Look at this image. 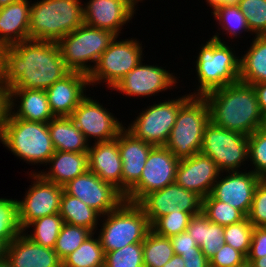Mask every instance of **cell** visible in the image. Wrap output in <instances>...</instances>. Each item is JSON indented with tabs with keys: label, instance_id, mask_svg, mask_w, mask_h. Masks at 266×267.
I'll use <instances>...</instances> for the list:
<instances>
[{
	"label": "cell",
	"instance_id": "2",
	"mask_svg": "<svg viewBox=\"0 0 266 267\" xmlns=\"http://www.w3.org/2000/svg\"><path fill=\"white\" fill-rule=\"evenodd\" d=\"M210 110V121L230 131L251 135L263 128L262 114L253 85L238 81L204 95Z\"/></svg>",
	"mask_w": 266,
	"mask_h": 267
},
{
	"label": "cell",
	"instance_id": "32",
	"mask_svg": "<svg viewBox=\"0 0 266 267\" xmlns=\"http://www.w3.org/2000/svg\"><path fill=\"white\" fill-rule=\"evenodd\" d=\"M59 214L64 223L83 226L95 233L101 215L75 196L63 191Z\"/></svg>",
	"mask_w": 266,
	"mask_h": 267
},
{
	"label": "cell",
	"instance_id": "7",
	"mask_svg": "<svg viewBox=\"0 0 266 267\" xmlns=\"http://www.w3.org/2000/svg\"><path fill=\"white\" fill-rule=\"evenodd\" d=\"M210 121L204 96H191L179 109L165 147L179 160L200 153L202 137Z\"/></svg>",
	"mask_w": 266,
	"mask_h": 267
},
{
	"label": "cell",
	"instance_id": "20",
	"mask_svg": "<svg viewBox=\"0 0 266 267\" xmlns=\"http://www.w3.org/2000/svg\"><path fill=\"white\" fill-rule=\"evenodd\" d=\"M221 173L215 161L200 152L179 161L175 183L186 190L195 192L203 199L211 194Z\"/></svg>",
	"mask_w": 266,
	"mask_h": 267
},
{
	"label": "cell",
	"instance_id": "50",
	"mask_svg": "<svg viewBox=\"0 0 266 267\" xmlns=\"http://www.w3.org/2000/svg\"><path fill=\"white\" fill-rule=\"evenodd\" d=\"M256 91L258 104L264 116H266V82L253 84Z\"/></svg>",
	"mask_w": 266,
	"mask_h": 267
},
{
	"label": "cell",
	"instance_id": "41",
	"mask_svg": "<svg viewBox=\"0 0 266 267\" xmlns=\"http://www.w3.org/2000/svg\"><path fill=\"white\" fill-rule=\"evenodd\" d=\"M236 5L246 16L250 32L266 35V0H240Z\"/></svg>",
	"mask_w": 266,
	"mask_h": 267
},
{
	"label": "cell",
	"instance_id": "33",
	"mask_svg": "<svg viewBox=\"0 0 266 267\" xmlns=\"http://www.w3.org/2000/svg\"><path fill=\"white\" fill-rule=\"evenodd\" d=\"M63 224L61 215L56 213L35 219L22 230V233L32 242L53 249Z\"/></svg>",
	"mask_w": 266,
	"mask_h": 267
},
{
	"label": "cell",
	"instance_id": "47",
	"mask_svg": "<svg viewBox=\"0 0 266 267\" xmlns=\"http://www.w3.org/2000/svg\"><path fill=\"white\" fill-rule=\"evenodd\" d=\"M175 255L181 256L182 253L200 251V247L187 231L170 237Z\"/></svg>",
	"mask_w": 266,
	"mask_h": 267
},
{
	"label": "cell",
	"instance_id": "17",
	"mask_svg": "<svg viewBox=\"0 0 266 267\" xmlns=\"http://www.w3.org/2000/svg\"><path fill=\"white\" fill-rule=\"evenodd\" d=\"M63 191L77 197L101 216L116 209L125 200L118 189L90 170L67 182Z\"/></svg>",
	"mask_w": 266,
	"mask_h": 267
},
{
	"label": "cell",
	"instance_id": "34",
	"mask_svg": "<svg viewBox=\"0 0 266 267\" xmlns=\"http://www.w3.org/2000/svg\"><path fill=\"white\" fill-rule=\"evenodd\" d=\"M104 264L105 253L95 233L62 260V267H104Z\"/></svg>",
	"mask_w": 266,
	"mask_h": 267
},
{
	"label": "cell",
	"instance_id": "49",
	"mask_svg": "<svg viewBox=\"0 0 266 267\" xmlns=\"http://www.w3.org/2000/svg\"><path fill=\"white\" fill-rule=\"evenodd\" d=\"M184 267H209V259L200 251L182 253Z\"/></svg>",
	"mask_w": 266,
	"mask_h": 267
},
{
	"label": "cell",
	"instance_id": "1",
	"mask_svg": "<svg viewBox=\"0 0 266 267\" xmlns=\"http://www.w3.org/2000/svg\"><path fill=\"white\" fill-rule=\"evenodd\" d=\"M70 72L57 42L27 40L3 47L1 79L9 89L46 90Z\"/></svg>",
	"mask_w": 266,
	"mask_h": 267
},
{
	"label": "cell",
	"instance_id": "25",
	"mask_svg": "<svg viewBox=\"0 0 266 267\" xmlns=\"http://www.w3.org/2000/svg\"><path fill=\"white\" fill-rule=\"evenodd\" d=\"M9 108L15 118L25 121L48 123L55 117L42 89H9Z\"/></svg>",
	"mask_w": 266,
	"mask_h": 267
},
{
	"label": "cell",
	"instance_id": "44",
	"mask_svg": "<svg viewBox=\"0 0 266 267\" xmlns=\"http://www.w3.org/2000/svg\"><path fill=\"white\" fill-rule=\"evenodd\" d=\"M247 217L254 227L266 225V179L258 182Z\"/></svg>",
	"mask_w": 266,
	"mask_h": 267
},
{
	"label": "cell",
	"instance_id": "28",
	"mask_svg": "<svg viewBox=\"0 0 266 267\" xmlns=\"http://www.w3.org/2000/svg\"><path fill=\"white\" fill-rule=\"evenodd\" d=\"M250 40V46L240 51L239 81L253 85L266 82V35L253 36Z\"/></svg>",
	"mask_w": 266,
	"mask_h": 267
},
{
	"label": "cell",
	"instance_id": "53",
	"mask_svg": "<svg viewBox=\"0 0 266 267\" xmlns=\"http://www.w3.org/2000/svg\"><path fill=\"white\" fill-rule=\"evenodd\" d=\"M246 260L249 261L253 267H266V256L262 258H246Z\"/></svg>",
	"mask_w": 266,
	"mask_h": 267
},
{
	"label": "cell",
	"instance_id": "10",
	"mask_svg": "<svg viewBox=\"0 0 266 267\" xmlns=\"http://www.w3.org/2000/svg\"><path fill=\"white\" fill-rule=\"evenodd\" d=\"M176 98H164L148 104L147 108L137 113L135 119L125 124L124 128L135 138L153 146H165L175 124L180 107L191 97L189 93ZM158 102V103H157ZM132 122V123H131Z\"/></svg>",
	"mask_w": 266,
	"mask_h": 267
},
{
	"label": "cell",
	"instance_id": "9",
	"mask_svg": "<svg viewBox=\"0 0 266 267\" xmlns=\"http://www.w3.org/2000/svg\"><path fill=\"white\" fill-rule=\"evenodd\" d=\"M118 39V40H117ZM139 38L121 39L116 36L109 47L102 53L94 69L88 75L89 85L93 90L96 85L112 90L117 83L144 60L143 42Z\"/></svg>",
	"mask_w": 266,
	"mask_h": 267
},
{
	"label": "cell",
	"instance_id": "24",
	"mask_svg": "<svg viewBox=\"0 0 266 267\" xmlns=\"http://www.w3.org/2000/svg\"><path fill=\"white\" fill-rule=\"evenodd\" d=\"M6 259L13 267H62L54 249L32 242L23 233L7 246Z\"/></svg>",
	"mask_w": 266,
	"mask_h": 267
},
{
	"label": "cell",
	"instance_id": "30",
	"mask_svg": "<svg viewBox=\"0 0 266 267\" xmlns=\"http://www.w3.org/2000/svg\"><path fill=\"white\" fill-rule=\"evenodd\" d=\"M186 231L209 260L225 244L224 227L212 223L202 211L191 217Z\"/></svg>",
	"mask_w": 266,
	"mask_h": 267
},
{
	"label": "cell",
	"instance_id": "37",
	"mask_svg": "<svg viewBox=\"0 0 266 267\" xmlns=\"http://www.w3.org/2000/svg\"><path fill=\"white\" fill-rule=\"evenodd\" d=\"M21 233L17 199L0 197V240L9 245Z\"/></svg>",
	"mask_w": 266,
	"mask_h": 267
},
{
	"label": "cell",
	"instance_id": "14",
	"mask_svg": "<svg viewBox=\"0 0 266 267\" xmlns=\"http://www.w3.org/2000/svg\"><path fill=\"white\" fill-rule=\"evenodd\" d=\"M31 185L18 200V220L23 230L35 219L59 213L63 186L45 180L39 173H27Z\"/></svg>",
	"mask_w": 266,
	"mask_h": 267
},
{
	"label": "cell",
	"instance_id": "52",
	"mask_svg": "<svg viewBox=\"0 0 266 267\" xmlns=\"http://www.w3.org/2000/svg\"><path fill=\"white\" fill-rule=\"evenodd\" d=\"M163 267H184V260L181 256L174 255Z\"/></svg>",
	"mask_w": 266,
	"mask_h": 267
},
{
	"label": "cell",
	"instance_id": "4",
	"mask_svg": "<svg viewBox=\"0 0 266 267\" xmlns=\"http://www.w3.org/2000/svg\"><path fill=\"white\" fill-rule=\"evenodd\" d=\"M82 2L83 0H31L29 40L58 42L75 31L84 24Z\"/></svg>",
	"mask_w": 266,
	"mask_h": 267
},
{
	"label": "cell",
	"instance_id": "45",
	"mask_svg": "<svg viewBox=\"0 0 266 267\" xmlns=\"http://www.w3.org/2000/svg\"><path fill=\"white\" fill-rule=\"evenodd\" d=\"M246 261V257L230 245H222L209 260V267H236Z\"/></svg>",
	"mask_w": 266,
	"mask_h": 267
},
{
	"label": "cell",
	"instance_id": "15",
	"mask_svg": "<svg viewBox=\"0 0 266 267\" xmlns=\"http://www.w3.org/2000/svg\"><path fill=\"white\" fill-rule=\"evenodd\" d=\"M179 161L165 146H154L139 181L124 195V199L138 203L145 195L174 183Z\"/></svg>",
	"mask_w": 266,
	"mask_h": 267
},
{
	"label": "cell",
	"instance_id": "40",
	"mask_svg": "<svg viewBox=\"0 0 266 267\" xmlns=\"http://www.w3.org/2000/svg\"><path fill=\"white\" fill-rule=\"evenodd\" d=\"M254 226L245 217L240 222L224 227L225 244L230 245L247 257L252 239Z\"/></svg>",
	"mask_w": 266,
	"mask_h": 267
},
{
	"label": "cell",
	"instance_id": "16",
	"mask_svg": "<svg viewBox=\"0 0 266 267\" xmlns=\"http://www.w3.org/2000/svg\"><path fill=\"white\" fill-rule=\"evenodd\" d=\"M137 204L152 224L157 218L171 212L182 211L192 216L199 214L202 208V198L174 182L161 190L145 195Z\"/></svg>",
	"mask_w": 266,
	"mask_h": 267
},
{
	"label": "cell",
	"instance_id": "35",
	"mask_svg": "<svg viewBox=\"0 0 266 267\" xmlns=\"http://www.w3.org/2000/svg\"><path fill=\"white\" fill-rule=\"evenodd\" d=\"M174 255L170 238L150 230L143 241L144 267H163Z\"/></svg>",
	"mask_w": 266,
	"mask_h": 267
},
{
	"label": "cell",
	"instance_id": "60",
	"mask_svg": "<svg viewBox=\"0 0 266 267\" xmlns=\"http://www.w3.org/2000/svg\"><path fill=\"white\" fill-rule=\"evenodd\" d=\"M139 2H140V3H143L144 0H137V4H138Z\"/></svg>",
	"mask_w": 266,
	"mask_h": 267
},
{
	"label": "cell",
	"instance_id": "6",
	"mask_svg": "<svg viewBox=\"0 0 266 267\" xmlns=\"http://www.w3.org/2000/svg\"><path fill=\"white\" fill-rule=\"evenodd\" d=\"M95 234L104 253L134 243H143L151 224L137 203L124 200L116 209L101 216ZM98 230V231H97Z\"/></svg>",
	"mask_w": 266,
	"mask_h": 267
},
{
	"label": "cell",
	"instance_id": "21",
	"mask_svg": "<svg viewBox=\"0 0 266 267\" xmlns=\"http://www.w3.org/2000/svg\"><path fill=\"white\" fill-rule=\"evenodd\" d=\"M90 88L88 75L71 71L63 79L56 81L46 94L51 112L55 117L70 116Z\"/></svg>",
	"mask_w": 266,
	"mask_h": 267
},
{
	"label": "cell",
	"instance_id": "12",
	"mask_svg": "<svg viewBox=\"0 0 266 267\" xmlns=\"http://www.w3.org/2000/svg\"><path fill=\"white\" fill-rule=\"evenodd\" d=\"M142 60L135 68H133L127 75H125L117 85L111 90L123 97H138L155 98L164 92L173 91V89L180 88L178 83L180 81L178 73L171 72L166 69V66H159L158 64H145ZM176 75V76H175ZM178 76V77H177ZM158 94V95H157Z\"/></svg>",
	"mask_w": 266,
	"mask_h": 267
},
{
	"label": "cell",
	"instance_id": "3",
	"mask_svg": "<svg viewBox=\"0 0 266 267\" xmlns=\"http://www.w3.org/2000/svg\"><path fill=\"white\" fill-rule=\"evenodd\" d=\"M235 43L229 45L228 42H220L212 37L206 39V42L203 40L197 56L194 55V78L198 82L193 86V92H188L191 96H204L212 90L239 81L241 49L236 47L235 50L238 45L237 41Z\"/></svg>",
	"mask_w": 266,
	"mask_h": 267
},
{
	"label": "cell",
	"instance_id": "22",
	"mask_svg": "<svg viewBox=\"0 0 266 267\" xmlns=\"http://www.w3.org/2000/svg\"><path fill=\"white\" fill-rule=\"evenodd\" d=\"M154 146L135 138L125 128L118 135L122 160V194L125 195L140 179L150 150Z\"/></svg>",
	"mask_w": 266,
	"mask_h": 267
},
{
	"label": "cell",
	"instance_id": "5",
	"mask_svg": "<svg viewBox=\"0 0 266 267\" xmlns=\"http://www.w3.org/2000/svg\"><path fill=\"white\" fill-rule=\"evenodd\" d=\"M0 143L30 166H46L55 153L48 123L25 121L15 118L10 112L0 135Z\"/></svg>",
	"mask_w": 266,
	"mask_h": 267
},
{
	"label": "cell",
	"instance_id": "54",
	"mask_svg": "<svg viewBox=\"0 0 266 267\" xmlns=\"http://www.w3.org/2000/svg\"><path fill=\"white\" fill-rule=\"evenodd\" d=\"M7 246L8 244L5 241L0 240V261L6 259Z\"/></svg>",
	"mask_w": 266,
	"mask_h": 267
},
{
	"label": "cell",
	"instance_id": "31",
	"mask_svg": "<svg viewBox=\"0 0 266 267\" xmlns=\"http://www.w3.org/2000/svg\"><path fill=\"white\" fill-rule=\"evenodd\" d=\"M211 16L214 17L213 20L218 25L217 26L218 30L216 31V33H214V35H212V38L219 40L220 42H226L227 37L228 39L230 38L229 40H227V42L230 44V42L234 43L236 39L238 41L240 38H241L240 40H242V38L246 37V40H247L249 37H251V35L254 36L250 32L247 26L246 16L236 4L224 5V6L218 7L211 14ZM246 32L248 33V38H247V35L245 36ZM242 33H244L243 34L244 37L240 35ZM223 35L224 36L227 35V36L224 38Z\"/></svg>",
	"mask_w": 266,
	"mask_h": 267
},
{
	"label": "cell",
	"instance_id": "36",
	"mask_svg": "<svg viewBox=\"0 0 266 267\" xmlns=\"http://www.w3.org/2000/svg\"><path fill=\"white\" fill-rule=\"evenodd\" d=\"M201 211L212 223L223 227L240 222L246 217L237 208L215 199L211 194L202 199Z\"/></svg>",
	"mask_w": 266,
	"mask_h": 267
},
{
	"label": "cell",
	"instance_id": "55",
	"mask_svg": "<svg viewBox=\"0 0 266 267\" xmlns=\"http://www.w3.org/2000/svg\"><path fill=\"white\" fill-rule=\"evenodd\" d=\"M17 0H0V8L7 6L13 2H16Z\"/></svg>",
	"mask_w": 266,
	"mask_h": 267
},
{
	"label": "cell",
	"instance_id": "29",
	"mask_svg": "<svg viewBox=\"0 0 266 267\" xmlns=\"http://www.w3.org/2000/svg\"><path fill=\"white\" fill-rule=\"evenodd\" d=\"M48 129L55 151L88 152L90 144L69 116L54 117Z\"/></svg>",
	"mask_w": 266,
	"mask_h": 267
},
{
	"label": "cell",
	"instance_id": "42",
	"mask_svg": "<svg viewBox=\"0 0 266 267\" xmlns=\"http://www.w3.org/2000/svg\"><path fill=\"white\" fill-rule=\"evenodd\" d=\"M104 267H144L143 243H134L106 252Z\"/></svg>",
	"mask_w": 266,
	"mask_h": 267
},
{
	"label": "cell",
	"instance_id": "11",
	"mask_svg": "<svg viewBox=\"0 0 266 267\" xmlns=\"http://www.w3.org/2000/svg\"><path fill=\"white\" fill-rule=\"evenodd\" d=\"M200 152L211 157L222 172L248 169V136L219 127L212 121L205 128Z\"/></svg>",
	"mask_w": 266,
	"mask_h": 267
},
{
	"label": "cell",
	"instance_id": "27",
	"mask_svg": "<svg viewBox=\"0 0 266 267\" xmlns=\"http://www.w3.org/2000/svg\"><path fill=\"white\" fill-rule=\"evenodd\" d=\"M31 0H17L0 8V45L9 47L29 40Z\"/></svg>",
	"mask_w": 266,
	"mask_h": 267
},
{
	"label": "cell",
	"instance_id": "57",
	"mask_svg": "<svg viewBox=\"0 0 266 267\" xmlns=\"http://www.w3.org/2000/svg\"><path fill=\"white\" fill-rule=\"evenodd\" d=\"M3 47L0 45V77L2 73Z\"/></svg>",
	"mask_w": 266,
	"mask_h": 267
},
{
	"label": "cell",
	"instance_id": "38",
	"mask_svg": "<svg viewBox=\"0 0 266 267\" xmlns=\"http://www.w3.org/2000/svg\"><path fill=\"white\" fill-rule=\"evenodd\" d=\"M92 234L93 232L86 227L64 223L53 249L63 260L79 248Z\"/></svg>",
	"mask_w": 266,
	"mask_h": 267
},
{
	"label": "cell",
	"instance_id": "39",
	"mask_svg": "<svg viewBox=\"0 0 266 267\" xmlns=\"http://www.w3.org/2000/svg\"><path fill=\"white\" fill-rule=\"evenodd\" d=\"M249 170L266 179V130L257 129L248 136ZM251 166V168H250Z\"/></svg>",
	"mask_w": 266,
	"mask_h": 267
},
{
	"label": "cell",
	"instance_id": "56",
	"mask_svg": "<svg viewBox=\"0 0 266 267\" xmlns=\"http://www.w3.org/2000/svg\"><path fill=\"white\" fill-rule=\"evenodd\" d=\"M0 267H13V266L11 265V263L7 259H4V260L0 261Z\"/></svg>",
	"mask_w": 266,
	"mask_h": 267
},
{
	"label": "cell",
	"instance_id": "59",
	"mask_svg": "<svg viewBox=\"0 0 266 267\" xmlns=\"http://www.w3.org/2000/svg\"><path fill=\"white\" fill-rule=\"evenodd\" d=\"M263 128L266 130V116H264V124H263Z\"/></svg>",
	"mask_w": 266,
	"mask_h": 267
},
{
	"label": "cell",
	"instance_id": "13",
	"mask_svg": "<svg viewBox=\"0 0 266 267\" xmlns=\"http://www.w3.org/2000/svg\"><path fill=\"white\" fill-rule=\"evenodd\" d=\"M105 106L89 93L69 116L89 144L114 140L124 129L123 120L119 121Z\"/></svg>",
	"mask_w": 266,
	"mask_h": 267
},
{
	"label": "cell",
	"instance_id": "23",
	"mask_svg": "<svg viewBox=\"0 0 266 267\" xmlns=\"http://www.w3.org/2000/svg\"><path fill=\"white\" fill-rule=\"evenodd\" d=\"M87 153L89 170L122 193V160L118 136L114 140L91 143Z\"/></svg>",
	"mask_w": 266,
	"mask_h": 267
},
{
	"label": "cell",
	"instance_id": "51",
	"mask_svg": "<svg viewBox=\"0 0 266 267\" xmlns=\"http://www.w3.org/2000/svg\"><path fill=\"white\" fill-rule=\"evenodd\" d=\"M207 7H210L213 13L218 7L230 4H237L240 0H204Z\"/></svg>",
	"mask_w": 266,
	"mask_h": 267
},
{
	"label": "cell",
	"instance_id": "19",
	"mask_svg": "<svg viewBox=\"0 0 266 267\" xmlns=\"http://www.w3.org/2000/svg\"><path fill=\"white\" fill-rule=\"evenodd\" d=\"M260 179L250 170L222 172L211 195L221 202L229 203L247 217Z\"/></svg>",
	"mask_w": 266,
	"mask_h": 267
},
{
	"label": "cell",
	"instance_id": "46",
	"mask_svg": "<svg viewBox=\"0 0 266 267\" xmlns=\"http://www.w3.org/2000/svg\"><path fill=\"white\" fill-rule=\"evenodd\" d=\"M266 256V228L254 227L250 250L246 258H262Z\"/></svg>",
	"mask_w": 266,
	"mask_h": 267
},
{
	"label": "cell",
	"instance_id": "8",
	"mask_svg": "<svg viewBox=\"0 0 266 267\" xmlns=\"http://www.w3.org/2000/svg\"><path fill=\"white\" fill-rule=\"evenodd\" d=\"M116 36L111 31L84 23L62 37L57 44L65 65L71 71L89 75Z\"/></svg>",
	"mask_w": 266,
	"mask_h": 267
},
{
	"label": "cell",
	"instance_id": "58",
	"mask_svg": "<svg viewBox=\"0 0 266 267\" xmlns=\"http://www.w3.org/2000/svg\"><path fill=\"white\" fill-rule=\"evenodd\" d=\"M236 267H253L249 261H244L242 264L237 265Z\"/></svg>",
	"mask_w": 266,
	"mask_h": 267
},
{
	"label": "cell",
	"instance_id": "48",
	"mask_svg": "<svg viewBox=\"0 0 266 267\" xmlns=\"http://www.w3.org/2000/svg\"><path fill=\"white\" fill-rule=\"evenodd\" d=\"M9 112V88L3 83L0 77V135L6 124Z\"/></svg>",
	"mask_w": 266,
	"mask_h": 267
},
{
	"label": "cell",
	"instance_id": "26",
	"mask_svg": "<svg viewBox=\"0 0 266 267\" xmlns=\"http://www.w3.org/2000/svg\"><path fill=\"white\" fill-rule=\"evenodd\" d=\"M88 171L87 152L55 151L46 164V169H32L27 173H39L45 180L64 186L70 180Z\"/></svg>",
	"mask_w": 266,
	"mask_h": 267
},
{
	"label": "cell",
	"instance_id": "43",
	"mask_svg": "<svg viewBox=\"0 0 266 267\" xmlns=\"http://www.w3.org/2000/svg\"><path fill=\"white\" fill-rule=\"evenodd\" d=\"M191 217L192 215L187 212H171L157 218L151 224V230L158 235L170 238L173 235L185 232Z\"/></svg>",
	"mask_w": 266,
	"mask_h": 267
},
{
	"label": "cell",
	"instance_id": "18",
	"mask_svg": "<svg viewBox=\"0 0 266 267\" xmlns=\"http://www.w3.org/2000/svg\"><path fill=\"white\" fill-rule=\"evenodd\" d=\"M86 1H83L84 23L111 31L117 36L123 34L122 31L126 29V27L124 28L125 25L133 23L132 19L136 15V10H139V4L133 0Z\"/></svg>",
	"mask_w": 266,
	"mask_h": 267
}]
</instances>
